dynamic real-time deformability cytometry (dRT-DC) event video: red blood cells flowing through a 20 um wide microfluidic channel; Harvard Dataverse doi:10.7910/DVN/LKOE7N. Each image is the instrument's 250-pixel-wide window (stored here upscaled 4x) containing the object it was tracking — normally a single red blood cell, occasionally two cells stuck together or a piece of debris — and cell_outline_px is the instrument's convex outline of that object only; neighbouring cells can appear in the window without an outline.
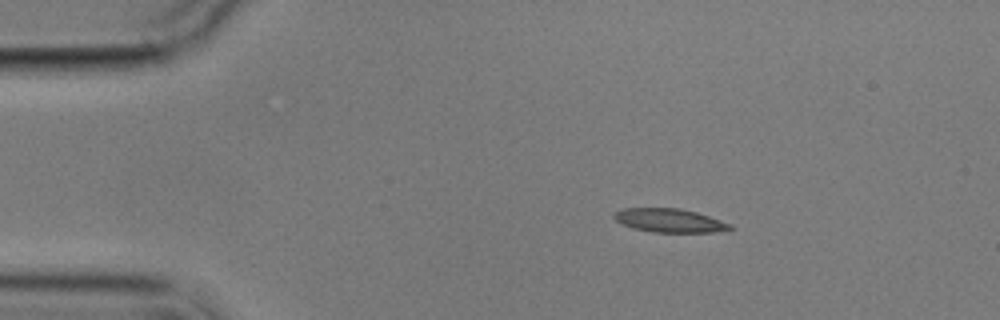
{"species": "common noctule bat (a hibernating species)", "species_latin": "Nyctalus noctula", "temperature_condition": "cold", "stored_images_in_passage": 3, "camera_frame_rate_fps": 3000, "um_per_image_px": 0.085, "animal": {"sex": "male", "body_mass_g": 17.9}, "frame": {"image": 1, "passage_image": 1, "time_ms": 0.0, "image_size_px": [1000, 320], "cell_outline_px": [[736, 228], [712, 232], [652, 232], [632, 228], [616, 220], [612, 216], [616, 212], [624, 208], [680, 208], [696, 212], [732, 224]], "centroid_in_image_um": [56.92, 18.74], "position_along_channel_um": 28.1, "area_um2": 15.9}}
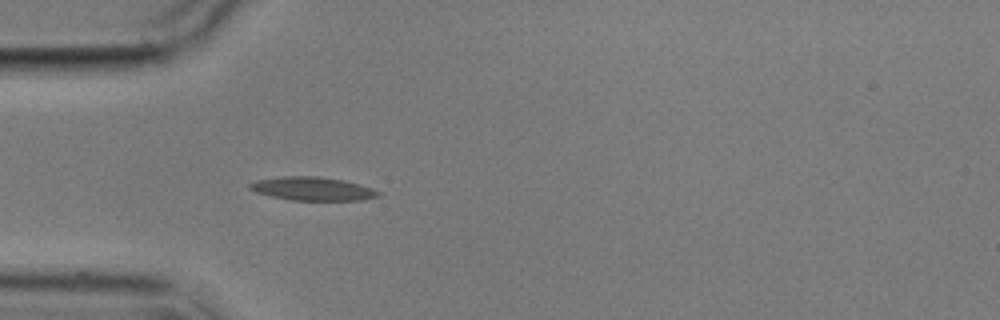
{"frame": {"image": 2, "passage_image": 3, "time_ms": 2.333, "image_size_px": [1000, 320], "cell_outline_px": [[380, 196], [360, 200], [292, 200], [272, 196], [256, 192], [248, 188], [248, 184], [256, 180], [284, 176], [320, 176], [344, 180], [372, 188], [380, 192]], "centroid_in_image_um": [26.56, 16.03], "position_along_channel_um": 58.4, "area_um2": 17.51}}